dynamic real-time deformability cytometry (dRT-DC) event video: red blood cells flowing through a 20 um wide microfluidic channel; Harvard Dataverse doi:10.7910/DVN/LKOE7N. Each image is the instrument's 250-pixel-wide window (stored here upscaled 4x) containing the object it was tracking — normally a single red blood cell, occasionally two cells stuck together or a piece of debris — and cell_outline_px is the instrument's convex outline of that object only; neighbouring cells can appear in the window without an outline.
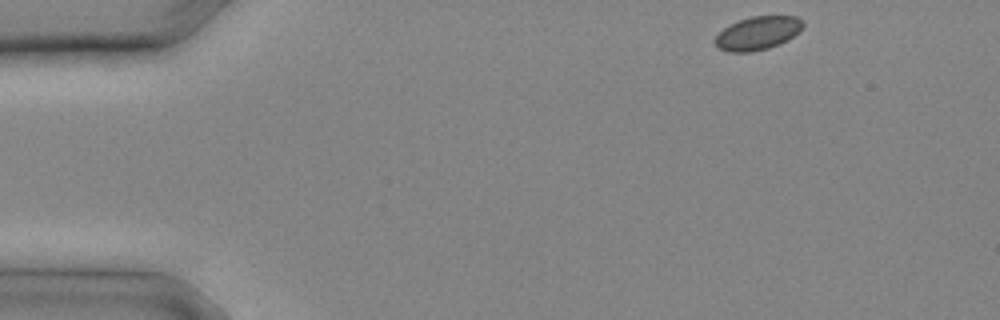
{"species": "common noctule bat (a hibernating species)", "species_latin": "Nyctalus noctula", "temperature_condition": "cold", "stored_images_in_passage": 14, "camera_frame_rate_fps": 3000, "um_per_image_px": 0.085, "animal": {"sex": "male", "body_mass_g": 20.4}, "frame": {"image": 1, "passage_image": 1, "time_ms": 0.0, "image_size_px": [1000, 320], "cell_outline_px": [[804, 24], [800, 32], [768, 48], [752, 52], [728, 52], [716, 48], [712, 40], [724, 28], [740, 20], [752, 16], [796, 16], [804, 20]], "centroid_in_image_um": [64.38, 2.82], "position_along_channel_um": 20.6, "area_um2": 17.05}}
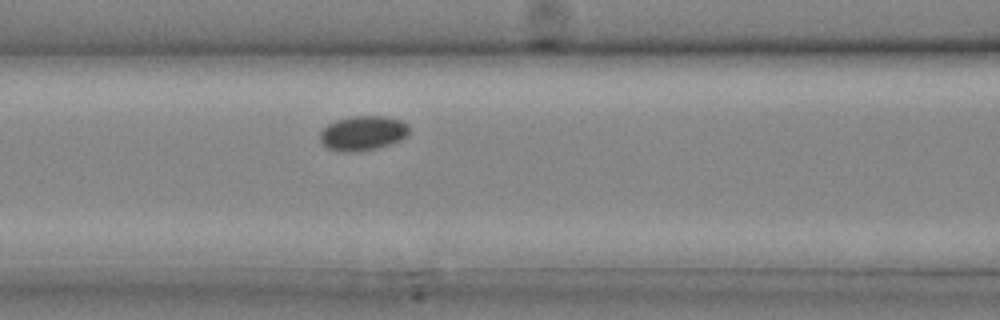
{"frame": {"image": 2, "passage_image": 9, "time_ms": 2.667, "image_size_px": [1000, 320], "cell_outline_px": [[408, 132], [400, 140], [376, 148], [360, 152], [344, 152], [328, 148], [320, 140], [320, 132], [328, 124], [336, 120], [352, 116], [384, 116], [400, 120], [408, 124]], "centroid_in_image_um": [30.82, 11.31], "position_along_channel_um": 135.8, "area_um2": 17.8}}
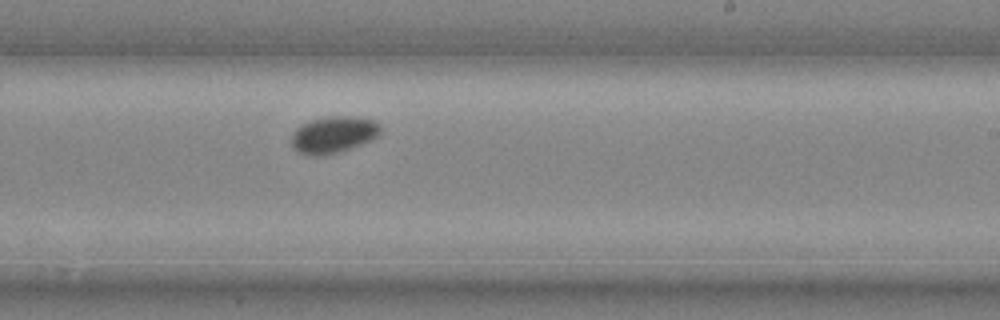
{"frame": {"image": 3, "passage_image": 14, "time_ms": 4.333, "image_size_px": [1000, 320], "cell_outline_px": [[380, 132], [372, 140], [324, 156], [312, 156], [300, 152], [292, 148], [292, 136], [296, 128], [312, 120], [328, 116], [348, 116], [372, 120], [380, 124]], "centroid_in_image_um": [28.33, 11.45], "position_along_channel_um": 260.7, "area_um2": 18.67}}